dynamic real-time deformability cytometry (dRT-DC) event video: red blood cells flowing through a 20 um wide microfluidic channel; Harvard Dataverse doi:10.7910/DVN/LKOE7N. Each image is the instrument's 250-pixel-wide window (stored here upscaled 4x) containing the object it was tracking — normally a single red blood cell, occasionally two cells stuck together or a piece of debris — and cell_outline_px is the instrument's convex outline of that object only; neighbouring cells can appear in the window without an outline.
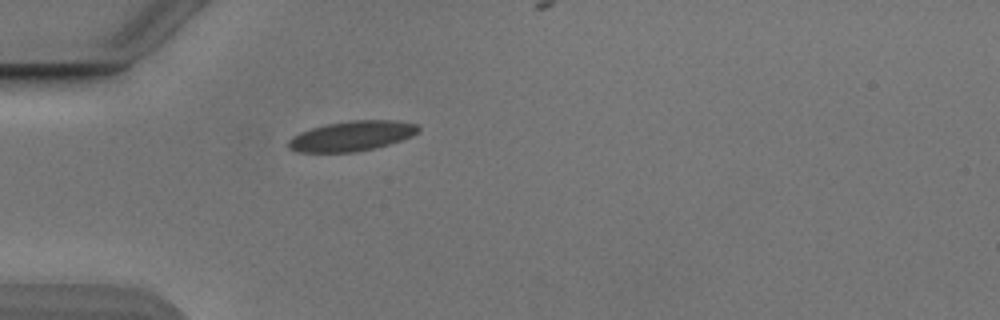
{"species": "Egyptian fruit bat (a non-hibernating species)", "species_latin": "Rousettus aegyptiacus", "temperature_condition": "cold", "stored_images_in_passage": 32, "camera_frame_rate_fps": 3000, "um_per_image_px": 0.085, "animal": {"sex": "male"}, "frame": {"image": 1, "passage_image": 1, "time_ms": 0.0, "image_size_px": [1000, 320], "cell_outline_px": [[420, 132], [412, 136], [388, 144], [356, 152], [296, 152], [288, 148], [288, 140], [292, 136], [300, 132], [312, 128], [328, 124], [352, 120], [396, 120], [416, 124], [420, 128]], "centroid_in_image_um": [29.9, 11.56], "position_along_channel_um": 55.1, "area_um2": 22.66}}
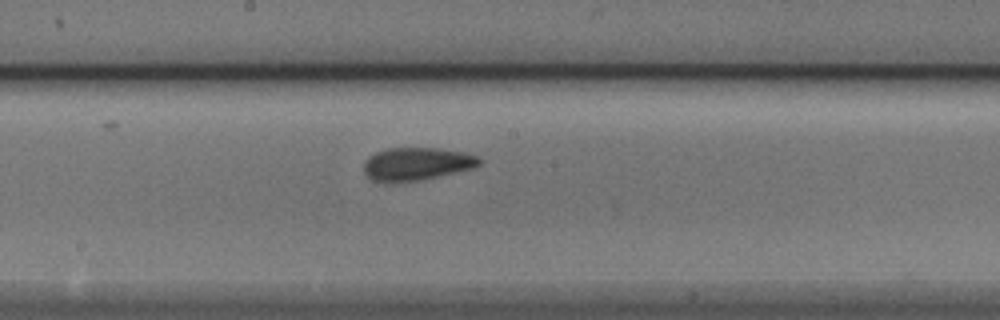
{"frame": {"image": 2, "passage_image": 14, "time_ms": 4.333, "image_size_px": [1000, 320], "cell_outline_px": [[484, 160], [480, 164], [472, 168], [456, 172], [420, 180], [372, 180], [364, 172], [364, 160], [368, 156], [376, 152], [388, 148], [436, 148], [464, 152], [480, 156]], "centroid_in_image_um": [35.47, 13.89], "position_along_channel_um": 212.7, "area_um2": 21.79}}
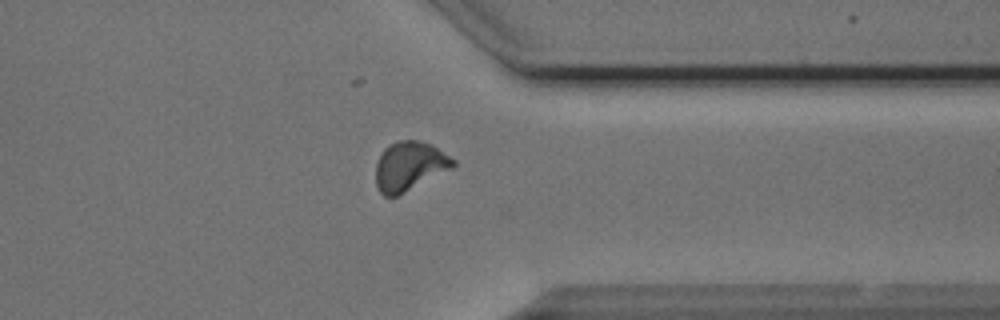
{"frame": {"image": 3, "passage_image": 27, "time_ms": 8.667, "image_size_px": [1000, 320], "cell_outline_px": [[456, 164], [452, 168], [396, 196], [384, 196], [380, 192], [376, 184], [376, 160], [384, 148], [388, 144], [400, 140], [416, 140], [432, 144], [456, 160]], "centroid_in_image_um": [34.79, 14.09], "position_along_channel_um": 376.6, "area_um2": 22.08}}